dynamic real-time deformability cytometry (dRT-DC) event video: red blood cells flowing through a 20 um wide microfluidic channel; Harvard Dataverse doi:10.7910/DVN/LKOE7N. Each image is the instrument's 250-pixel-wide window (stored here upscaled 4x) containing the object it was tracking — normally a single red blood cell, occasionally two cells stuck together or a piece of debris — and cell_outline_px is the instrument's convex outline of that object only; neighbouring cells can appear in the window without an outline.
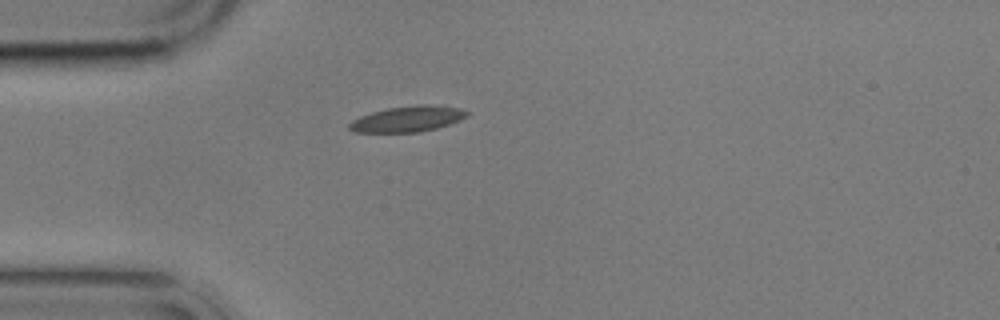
{"species": "common noctule bat (a hibernating species)", "species_latin": "Nyctalus noctula", "temperature_condition": "cold", "stored_images_in_passage": 1, "camera_frame_rate_fps": 3000, "um_per_image_px": 0.085, "animal": {"sex": "male", "body_mass_g": 17.9}, "frame": {"image": 1, "passage_image": 1, "time_ms": 0.0, "image_size_px": [1000, 320], "cell_outline_px": [[468, 116], [460, 120], [436, 128], [420, 132], [352, 132], [348, 128], [348, 124], [352, 120], [360, 116], [372, 112], [388, 108], [420, 104], [428, 104], [460, 108], [468, 112]], "centroid_in_image_um": [34.63, 10.11], "position_along_channel_um": 50.4, "area_um2": 17.63}}